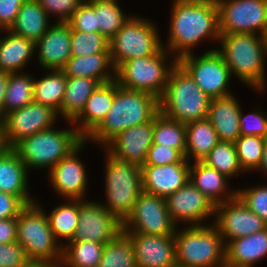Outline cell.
<instances>
[{"instance_id": "obj_1", "label": "cell", "mask_w": 267, "mask_h": 267, "mask_svg": "<svg viewBox=\"0 0 267 267\" xmlns=\"http://www.w3.org/2000/svg\"><path fill=\"white\" fill-rule=\"evenodd\" d=\"M172 6L168 44L163 45V48L173 52L177 60L191 54V47L198 45L202 39L219 41L218 7L215 0H175Z\"/></svg>"}, {"instance_id": "obj_2", "label": "cell", "mask_w": 267, "mask_h": 267, "mask_svg": "<svg viewBox=\"0 0 267 267\" xmlns=\"http://www.w3.org/2000/svg\"><path fill=\"white\" fill-rule=\"evenodd\" d=\"M159 112V98L147 92L120 87L115 81L113 104L104 120L85 141H95L105 147L118 133L151 121Z\"/></svg>"}, {"instance_id": "obj_3", "label": "cell", "mask_w": 267, "mask_h": 267, "mask_svg": "<svg viewBox=\"0 0 267 267\" xmlns=\"http://www.w3.org/2000/svg\"><path fill=\"white\" fill-rule=\"evenodd\" d=\"M219 41L222 48L217 51L229 67L231 75H236L241 82L255 90H264V83H267L264 36L254 33L223 34Z\"/></svg>"}, {"instance_id": "obj_4", "label": "cell", "mask_w": 267, "mask_h": 267, "mask_svg": "<svg viewBox=\"0 0 267 267\" xmlns=\"http://www.w3.org/2000/svg\"><path fill=\"white\" fill-rule=\"evenodd\" d=\"M211 98L179 64L172 69L165 91L159 99L160 112L187 124L207 118Z\"/></svg>"}, {"instance_id": "obj_5", "label": "cell", "mask_w": 267, "mask_h": 267, "mask_svg": "<svg viewBox=\"0 0 267 267\" xmlns=\"http://www.w3.org/2000/svg\"><path fill=\"white\" fill-rule=\"evenodd\" d=\"M212 225L190 226L174 234L177 267H224L225 246Z\"/></svg>"}, {"instance_id": "obj_6", "label": "cell", "mask_w": 267, "mask_h": 267, "mask_svg": "<svg viewBox=\"0 0 267 267\" xmlns=\"http://www.w3.org/2000/svg\"><path fill=\"white\" fill-rule=\"evenodd\" d=\"M39 204L26 205L17 217V242L25 249L28 259L41 260L60 267L63 244L58 245L49 219Z\"/></svg>"}, {"instance_id": "obj_7", "label": "cell", "mask_w": 267, "mask_h": 267, "mask_svg": "<svg viewBox=\"0 0 267 267\" xmlns=\"http://www.w3.org/2000/svg\"><path fill=\"white\" fill-rule=\"evenodd\" d=\"M85 139L77 128L65 130L49 128L18 142L13 149L17 152L27 170L46 168L49 171L61 159L68 156Z\"/></svg>"}, {"instance_id": "obj_8", "label": "cell", "mask_w": 267, "mask_h": 267, "mask_svg": "<svg viewBox=\"0 0 267 267\" xmlns=\"http://www.w3.org/2000/svg\"><path fill=\"white\" fill-rule=\"evenodd\" d=\"M167 53L170 52L162 47L152 56L134 58L120 64L115 69V81L118 86L147 92L160 99L169 75L178 63V60L173 57L172 63L167 65L169 63Z\"/></svg>"}, {"instance_id": "obj_9", "label": "cell", "mask_w": 267, "mask_h": 267, "mask_svg": "<svg viewBox=\"0 0 267 267\" xmlns=\"http://www.w3.org/2000/svg\"><path fill=\"white\" fill-rule=\"evenodd\" d=\"M106 204H102L122 223L133 210V206L143 192L141 167L119 160L106 154Z\"/></svg>"}, {"instance_id": "obj_10", "label": "cell", "mask_w": 267, "mask_h": 267, "mask_svg": "<svg viewBox=\"0 0 267 267\" xmlns=\"http://www.w3.org/2000/svg\"><path fill=\"white\" fill-rule=\"evenodd\" d=\"M155 24L145 18L130 16L122 28L109 40L111 61L116 69L134 58L152 56L162 47Z\"/></svg>"}, {"instance_id": "obj_11", "label": "cell", "mask_w": 267, "mask_h": 267, "mask_svg": "<svg viewBox=\"0 0 267 267\" xmlns=\"http://www.w3.org/2000/svg\"><path fill=\"white\" fill-rule=\"evenodd\" d=\"M215 1L218 7L220 35L260 33L264 36L266 34L267 0Z\"/></svg>"}, {"instance_id": "obj_12", "label": "cell", "mask_w": 267, "mask_h": 267, "mask_svg": "<svg viewBox=\"0 0 267 267\" xmlns=\"http://www.w3.org/2000/svg\"><path fill=\"white\" fill-rule=\"evenodd\" d=\"M178 63L211 99L232 95L227 89L232 77L231 71L217 49H209L199 57L192 52L182 56Z\"/></svg>"}, {"instance_id": "obj_13", "label": "cell", "mask_w": 267, "mask_h": 267, "mask_svg": "<svg viewBox=\"0 0 267 267\" xmlns=\"http://www.w3.org/2000/svg\"><path fill=\"white\" fill-rule=\"evenodd\" d=\"M177 226L168 213L166 199L142 192L123 222L125 234L174 235Z\"/></svg>"}, {"instance_id": "obj_14", "label": "cell", "mask_w": 267, "mask_h": 267, "mask_svg": "<svg viewBox=\"0 0 267 267\" xmlns=\"http://www.w3.org/2000/svg\"><path fill=\"white\" fill-rule=\"evenodd\" d=\"M57 118L58 113L55 110L34 101L9 112L0 121L4 146L13 148L21 140L52 128Z\"/></svg>"}, {"instance_id": "obj_15", "label": "cell", "mask_w": 267, "mask_h": 267, "mask_svg": "<svg viewBox=\"0 0 267 267\" xmlns=\"http://www.w3.org/2000/svg\"><path fill=\"white\" fill-rule=\"evenodd\" d=\"M123 232V223L102 204L79 200V221L72 241L108 243Z\"/></svg>"}, {"instance_id": "obj_16", "label": "cell", "mask_w": 267, "mask_h": 267, "mask_svg": "<svg viewBox=\"0 0 267 267\" xmlns=\"http://www.w3.org/2000/svg\"><path fill=\"white\" fill-rule=\"evenodd\" d=\"M214 215L216 217L214 226L221 234L224 243L267 228V223L248 209L237 196L216 205Z\"/></svg>"}, {"instance_id": "obj_17", "label": "cell", "mask_w": 267, "mask_h": 267, "mask_svg": "<svg viewBox=\"0 0 267 267\" xmlns=\"http://www.w3.org/2000/svg\"><path fill=\"white\" fill-rule=\"evenodd\" d=\"M168 213L174 224L187 222L190 226L205 225L203 219L215 212L214 204L189 180L183 187L166 198Z\"/></svg>"}, {"instance_id": "obj_18", "label": "cell", "mask_w": 267, "mask_h": 267, "mask_svg": "<svg viewBox=\"0 0 267 267\" xmlns=\"http://www.w3.org/2000/svg\"><path fill=\"white\" fill-rule=\"evenodd\" d=\"M153 129L154 119L145 124L125 129L105 145L106 151L119 160L141 167L153 144Z\"/></svg>"}, {"instance_id": "obj_19", "label": "cell", "mask_w": 267, "mask_h": 267, "mask_svg": "<svg viewBox=\"0 0 267 267\" xmlns=\"http://www.w3.org/2000/svg\"><path fill=\"white\" fill-rule=\"evenodd\" d=\"M84 140L68 156L61 159L49 171L50 183L59 195L70 200H84L87 187L86 170L78 158L79 150L83 148Z\"/></svg>"}, {"instance_id": "obj_20", "label": "cell", "mask_w": 267, "mask_h": 267, "mask_svg": "<svg viewBox=\"0 0 267 267\" xmlns=\"http://www.w3.org/2000/svg\"><path fill=\"white\" fill-rule=\"evenodd\" d=\"M189 162L184 158L180 163L141 166L143 191L166 199L189 181Z\"/></svg>"}, {"instance_id": "obj_21", "label": "cell", "mask_w": 267, "mask_h": 267, "mask_svg": "<svg viewBox=\"0 0 267 267\" xmlns=\"http://www.w3.org/2000/svg\"><path fill=\"white\" fill-rule=\"evenodd\" d=\"M126 235L134 246L137 267H177L174 235Z\"/></svg>"}, {"instance_id": "obj_22", "label": "cell", "mask_w": 267, "mask_h": 267, "mask_svg": "<svg viewBox=\"0 0 267 267\" xmlns=\"http://www.w3.org/2000/svg\"><path fill=\"white\" fill-rule=\"evenodd\" d=\"M43 69L61 70L71 55V28L67 23L52 24L35 43Z\"/></svg>"}, {"instance_id": "obj_23", "label": "cell", "mask_w": 267, "mask_h": 267, "mask_svg": "<svg viewBox=\"0 0 267 267\" xmlns=\"http://www.w3.org/2000/svg\"><path fill=\"white\" fill-rule=\"evenodd\" d=\"M28 170L13 148L0 151V192L17 196L25 205L35 203L27 191Z\"/></svg>"}, {"instance_id": "obj_24", "label": "cell", "mask_w": 267, "mask_h": 267, "mask_svg": "<svg viewBox=\"0 0 267 267\" xmlns=\"http://www.w3.org/2000/svg\"><path fill=\"white\" fill-rule=\"evenodd\" d=\"M115 96V80L100 84L87 99L82 112L71 122L86 139L104 120Z\"/></svg>"}, {"instance_id": "obj_25", "label": "cell", "mask_w": 267, "mask_h": 267, "mask_svg": "<svg viewBox=\"0 0 267 267\" xmlns=\"http://www.w3.org/2000/svg\"><path fill=\"white\" fill-rule=\"evenodd\" d=\"M241 106L233 95L210 100L207 119L213 125L219 141L235 143L240 136Z\"/></svg>"}, {"instance_id": "obj_26", "label": "cell", "mask_w": 267, "mask_h": 267, "mask_svg": "<svg viewBox=\"0 0 267 267\" xmlns=\"http://www.w3.org/2000/svg\"><path fill=\"white\" fill-rule=\"evenodd\" d=\"M226 267H252L267 254V228L225 243Z\"/></svg>"}, {"instance_id": "obj_27", "label": "cell", "mask_w": 267, "mask_h": 267, "mask_svg": "<svg viewBox=\"0 0 267 267\" xmlns=\"http://www.w3.org/2000/svg\"><path fill=\"white\" fill-rule=\"evenodd\" d=\"M227 179L229 178L226 175L208 166L203 161H195L194 165L190 164L189 180L214 206L236 197V190L227 191L229 189Z\"/></svg>"}, {"instance_id": "obj_28", "label": "cell", "mask_w": 267, "mask_h": 267, "mask_svg": "<svg viewBox=\"0 0 267 267\" xmlns=\"http://www.w3.org/2000/svg\"><path fill=\"white\" fill-rule=\"evenodd\" d=\"M61 70L66 77H87L97 80L100 84L115 80V68L110 53H96L81 57L71 56Z\"/></svg>"}, {"instance_id": "obj_29", "label": "cell", "mask_w": 267, "mask_h": 267, "mask_svg": "<svg viewBox=\"0 0 267 267\" xmlns=\"http://www.w3.org/2000/svg\"><path fill=\"white\" fill-rule=\"evenodd\" d=\"M7 36L0 37V71L16 73L26 67L35 53V43L7 30Z\"/></svg>"}, {"instance_id": "obj_30", "label": "cell", "mask_w": 267, "mask_h": 267, "mask_svg": "<svg viewBox=\"0 0 267 267\" xmlns=\"http://www.w3.org/2000/svg\"><path fill=\"white\" fill-rule=\"evenodd\" d=\"M49 16L36 0H26L20 7L10 31L36 43L51 27Z\"/></svg>"}, {"instance_id": "obj_31", "label": "cell", "mask_w": 267, "mask_h": 267, "mask_svg": "<svg viewBox=\"0 0 267 267\" xmlns=\"http://www.w3.org/2000/svg\"><path fill=\"white\" fill-rule=\"evenodd\" d=\"M186 150L184 157L188 160L193 157L195 161H202L219 142L218 135L205 118L185 124Z\"/></svg>"}, {"instance_id": "obj_32", "label": "cell", "mask_w": 267, "mask_h": 267, "mask_svg": "<svg viewBox=\"0 0 267 267\" xmlns=\"http://www.w3.org/2000/svg\"><path fill=\"white\" fill-rule=\"evenodd\" d=\"M100 83L87 77H66V88L60 114L72 122L84 109L87 99Z\"/></svg>"}, {"instance_id": "obj_33", "label": "cell", "mask_w": 267, "mask_h": 267, "mask_svg": "<svg viewBox=\"0 0 267 267\" xmlns=\"http://www.w3.org/2000/svg\"><path fill=\"white\" fill-rule=\"evenodd\" d=\"M39 80L34 78L33 101L48 106L60 115L66 88V76L62 70L50 69Z\"/></svg>"}, {"instance_id": "obj_34", "label": "cell", "mask_w": 267, "mask_h": 267, "mask_svg": "<svg viewBox=\"0 0 267 267\" xmlns=\"http://www.w3.org/2000/svg\"><path fill=\"white\" fill-rule=\"evenodd\" d=\"M63 245L61 266L97 267L102 258L104 243L87 240L70 241Z\"/></svg>"}, {"instance_id": "obj_35", "label": "cell", "mask_w": 267, "mask_h": 267, "mask_svg": "<svg viewBox=\"0 0 267 267\" xmlns=\"http://www.w3.org/2000/svg\"><path fill=\"white\" fill-rule=\"evenodd\" d=\"M34 78L25 73H9L3 103V117L33 102Z\"/></svg>"}, {"instance_id": "obj_36", "label": "cell", "mask_w": 267, "mask_h": 267, "mask_svg": "<svg viewBox=\"0 0 267 267\" xmlns=\"http://www.w3.org/2000/svg\"><path fill=\"white\" fill-rule=\"evenodd\" d=\"M153 143L178 149L185 155V124L171 119L159 112L154 118Z\"/></svg>"}, {"instance_id": "obj_37", "label": "cell", "mask_w": 267, "mask_h": 267, "mask_svg": "<svg viewBox=\"0 0 267 267\" xmlns=\"http://www.w3.org/2000/svg\"><path fill=\"white\" fill-rule=\"evenodd\" d=\"M93 6L97 21V32L109 40L130 18L125 15L116 0H88Z\"/></svg>"}, {"instance_id": "obj_38", "label": "cell", "mask_w": 267, "mask_h": 267, "mask_svg": "<svg viewBox=\"0 0 267 267\" xmlns=\"http://www.w3.org/2000/svg\"><path fill=\"white\" fill-rule=\"evenodd\" d=\"M48 216L55 238L72 241L79 221V200H70L55 207Z\"/></svg>"}, {"instance_id": "obj_39", "label": "cell", "mask_w": 267, "mask_h": 267, "mask_svg": "<svg viewBox=\"0 0 267 267\" xmlns=\"http://www.w3.org/2000/svg\"><path fill=\"white\" fill-rule=\"evenodd\" d=\"M97 267H137L134 246L124 232L104 245Z\"/></svg>"}, {"instance_id": "obj_40", "label": "cell", "mask_w": 267, "mask_h": 267, "mask_svg": "<svg viewBox=\"0 0 267 267\" xmlns=\"http://www.w3.org/2000/svg\"><path fill=\"white\" fill-rule=\"evenodd\" d=\"M202 161L228 178L244 172L232 142L219 141Z\"/></svg>"}, {"instance_id": "obj_41", "label": "cell", "mask_w": 267, "mask_h": 267, "mask_svg": "<svg viewBox=\"0 0 267 267\" xmlns=\"http://www.w3.org/2000/svg\"><path fill=\"white\" fill-rule=\"evenodd\" d=\"M265 138L240 135L234 143L238 160L245 172L257 171L261 165Z\"/></svg>"}, {"instance_id": "obj_42", "label": "cell", "mask_w": 267, "mask_h": 267, "mask_svg": "<svg viewBox=\"0 0 267 267\" xmlns=\"http://www.w3.org/2000/svg\"><path fill=\"white\" fill-rule=\"evenodd\" d=\"M96 53H110L109 39L100 32L71 31V55L81 57Z\"/></svg>"}, {"instance_id": "obj_43", "label": "cell", "mask_w": 267, "mask_h": 267, "mask_svg": "<svg viewBox=\"0 0 267 267\" xmlns=\"http://www.w3.org/2000/svg\"><path fill=\"white\" fill-rule=\"evenodd\" d=\"M236 192L243 204L267 223V185Z\"/></svg>"}, {"instance_id": "obj_44", "label": "cell", "mask_w": 267, "mask_h": 267, "mask_svg": "<svg viewBox=\"0 0 267 267\" xmlns=\"http://www.w3.org/2000/svg\"><path fill=\"white\" fill-rule=\"evenodd\" d=\"M66 23L71 31L97 32L94 6L88 0H84Z\"/></svg>"}, {"instance_id": "obj_45", "label": "cell", "mask_w": 267, "mask_h": 267, "mask_svg": "<svg viewBox=\"0 0 267 267\" xmlns=\"http://www.w3.org/2000/svg\"><path fill=\"white\" fill-rule=\"evenodd\" d=\"M240 111L239 124L240 135L261 136L267 138V115L266 113L252 112L246 116Z\"/></svg>"}, {"instance_id": "obj_46", "label": "cell", "mask_w": 267, "mask_h": 267, "mask_svg": "<svg viewBox=\"0 0 267 267\" xmlns=\"http://www.w3.org/2000/svg\"><path fill=\"white\" fill-rule=\"evenodd\" d=\"M48 14L58 16L59 23H66L84 0H36Z\"/></svg>"}, {"instance_id": "obj_47", "label": "cell", "mask_w": 267, "mask_h": 267, "mask_svg": "<svg viewBox=\"0 0 267 267\" xmlns=\"http://www.w3.org/2000/svg\"><path fill=\"white\" fill-rule=\"evenodd\" d=\"M184 158V155L178 149L153 143L149 148L144 165L159 166L180 163Z\"/></svg>"}, {"instance_id": "obj_48", "label": "cell", "mask_w": 267, "mask_h": 267, "mask_svg": "<svg viewBox=\"0 0 267 267\" xmlns=\"http://www.w3.org/2000/svg\"><path fill=\"white\" fill-rule=\"evenodd\" d=\"M27 260L25 249L17 241L0 244V267H18Z\"/></svg>"}, {"instance_id": "obj_49", "label": "cell", "mask_w": 267, "mask_h": 267, "mask_svg": "<svg viewBox=\"0 0 267 267\" xmlns=\"http://www.w3.org/2000/svg\"><path fill=\"white\" fill-rule=\"evenodd\" d=\"M26 0H0V30H10Z\"/></svg>"}, {"instance_id": "obj_50", "label": "cell", "mask_w": 267, "mask_h": 267, "mask_svg": "<svg viewBox=\"0 0 267 267\" xmlns=\"http://www.w3.org/2000/svg\"><path fill=\"white\" fill-rule=\"evenodd\" d=\"M25 206L17 196L0 192V219L17 218Z\"/></svg>"}, {"instance_id": "obj_51", "label": "cell", "mask_w": 267, "mask_h": 267, "mask_svg": "<svg viewBox=\"0 0 267 267\" xmlns=\"http://www.w3.org/2000/svg\"><path fill=\"white\" fill-rule=\"evenodd\" d=\"M17 218L0 219V244L17 240Z\"/></svg>"}, {"instance_id": "obj_52", "label": "cell", "mask_w": 267, "mask_h": 267, "mask_svg": "<svg viewBox=\"0 0 267 267\" xmlns=\"http://www.w3.org/2000/svg\"><path fill=\"white\" fill-rule=\"evenodd\" d=\"M8 78H9L8 72L0 71V121L3 119V103H4Z\"/></svg>"}, {"instance_id": "obj_53", "label": "cell", "mask_w": 267, "mask_h": 267, "mask_svg": "<svg viewBox=\"0 0 267 267\" xmlns=\"http://www.w3.org/2000/svg\"><path fill=\"white\" fill-rule=\"evenodd\" d=\"M18 267H54L51 264L41 260H27L23 265Z\"/></svg>"}, {"instance_id": "obj_54", "label": "cell", "mask_w": 267, "mask_h": 267, "mask_svg": "<svg viewBox=\"0 0 267 267\" xmlns=\"http://www.w3.org/2000/svg\"><path fill=\"white\" fill-rule=\"evenodd\" d=\"M259 169L267 174V138H265L263 156Z\"/></svg>"}, {"instance_id": "obj_55", "label": "cell", "mask_w": 267, "mask_h": 267, "mask_svg": "<svg viewBox=\"0 0 267 267\" xmlns=\"http://www.w3.org/2000/svg\"><path fill=\"white\" fill-rule=\"evenodd\" d=\"M264 40H265V49H266V54H267V31H266V34L264 35Z\"/></svg>"}, {"instance_id": "obj_56", "label": "cell", "mask_w": 267, "mask_h": 267, "mask_svg": "<svg viewBox=\"0 0 267 267\" xmlns=\"http://www.w3.org/2000/svg\"><path fill=\"white\" fill-rule=\"evenodd\" d=\"M0 144H4L2 139H1V128H0Z\"/></svg>"}, {"instance_id": "obj_57", "label": "cell", "mask_w": 267, "mask_h": 267, "mask_svg": "<svg viewBox=\"0 0 267 267\" xmlns=\"http://www.w3.org/2000/svg\"><path fill=\"white\" fill-rule=\"evenodd\" d=\"M4 144H0V151L4 148Z\"/></svg>"}]
</instances>
